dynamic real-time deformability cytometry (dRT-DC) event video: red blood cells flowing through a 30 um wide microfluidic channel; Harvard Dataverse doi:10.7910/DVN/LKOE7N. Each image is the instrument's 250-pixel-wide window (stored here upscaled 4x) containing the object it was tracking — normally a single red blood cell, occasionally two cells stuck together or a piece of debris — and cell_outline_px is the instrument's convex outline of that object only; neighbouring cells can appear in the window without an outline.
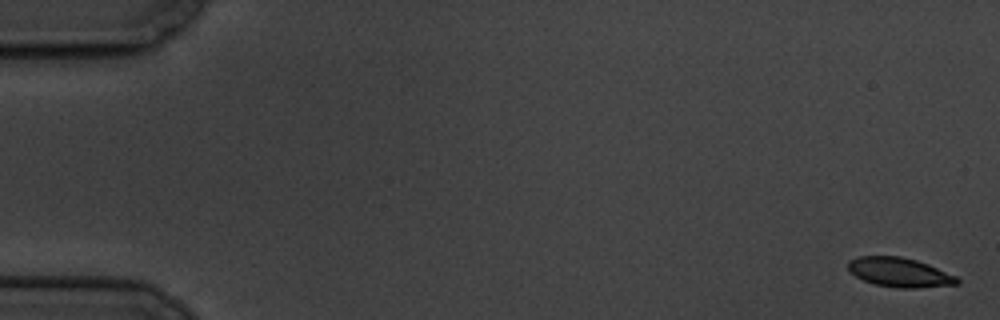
{"species": "common noctule bat (a hibernating species)", "species_latin": "Nyctalus noctula", "temperature_condition": "cold", "stored_images_in_passage": 6, "camera_frame_rate_fps": 3000, "um_per_image_px": 0.085, "animal": {"sex": "male", "body_mass_g": 19.5, "forearm_length_mm": 54.6}, "frame": {"image": 1, "passage_image": 1, "time_ms": 0.0, "image_size_px": [1000, 320], "cell_outline_px": [[960, 284], [916, 288], [900, 288], [876, 284], [864, 280], [856, 276], [848, 268], [848, 260], [860, 256], [900, 256], [916, 260], [928, 264], [956, 276], [960, 280]], "centroid_in_image_um": [76.49, 23.14], "position_along_channel_um": 8.5, "area_um2": 18.5}}
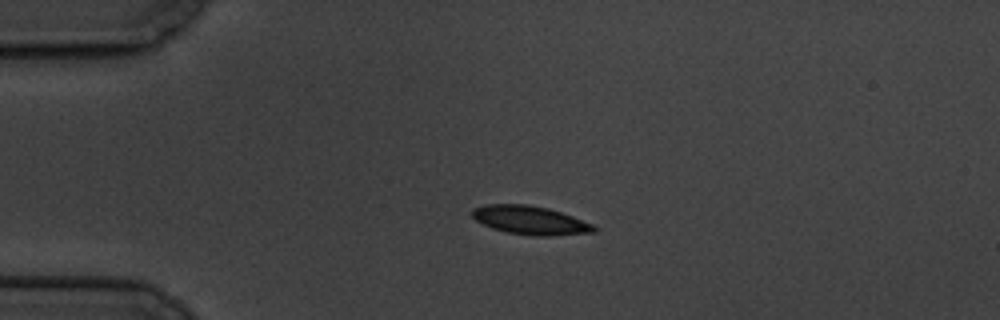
{"frame": {"image": 2, "passage_image": 5, "time_ms": 4.333, "image_size_px": [1000, 320], "cell_outline_px": [[600, 228], [596, 232], [552, 236], [532, 236], [508, 232], [492, 228], [476, 220], [472, 216], [472, 208], [484, 204], [528, 204], [548, 208], [572, 216], [592, 224]], "centroid_in_image_um": [45.09, 18.72], "position_along_channel_um": 39.9, "area_um2": 20.4}}